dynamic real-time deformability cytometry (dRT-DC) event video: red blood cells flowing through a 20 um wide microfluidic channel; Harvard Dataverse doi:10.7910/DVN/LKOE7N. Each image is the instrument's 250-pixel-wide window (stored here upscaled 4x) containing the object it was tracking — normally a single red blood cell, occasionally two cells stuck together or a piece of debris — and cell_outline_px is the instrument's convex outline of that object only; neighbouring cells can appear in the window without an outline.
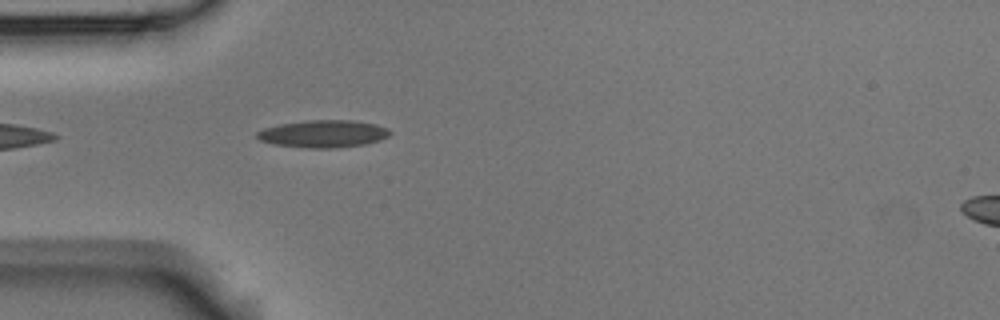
{"species": "Egyptian fruit bat (a non-hibernating species)", "species_latin": "Rousettus aegyptiacus", "temperature_condition": "room temperature", "stored_images_in_passage": 2, "camera_frame_rate_fps": 3000, "um_per_image_px": 0.085, "animal": {"sex": "male"}, "frame": {"image": 1, "passage_image": 2, "time_ms": 0.333, "image_size_px": [1000, 320], "cell_outline_px": [[392, 132], [388, 136], [380, 140], [364, 144], [336, 148], [308, 148], [272, 144], [260, 140], [256, 136], [256, 132], [264, 128], [280, 124], [308, 120], [352, 120], [376, 124], [388, 128]], "centroid_in_image_um": [27.48, 11.37], "position_along_channel_um": 57.5, "area_um2": 21.27}}